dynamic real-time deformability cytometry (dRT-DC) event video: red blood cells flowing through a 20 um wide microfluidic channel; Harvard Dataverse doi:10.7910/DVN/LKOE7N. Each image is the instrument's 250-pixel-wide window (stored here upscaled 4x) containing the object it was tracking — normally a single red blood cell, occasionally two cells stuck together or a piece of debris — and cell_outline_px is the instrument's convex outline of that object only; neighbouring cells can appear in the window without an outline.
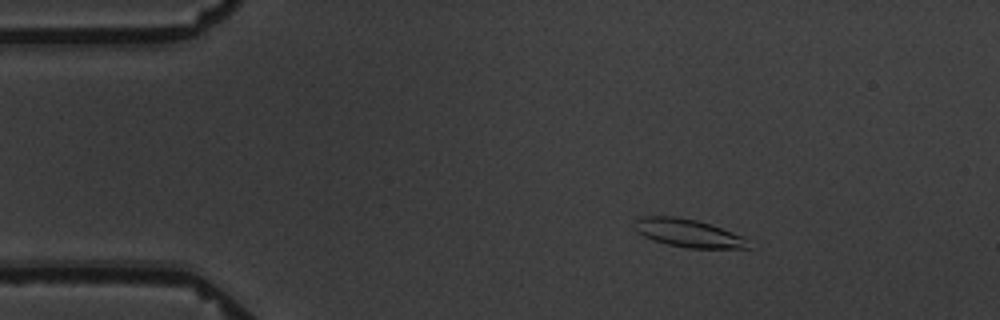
{"species": "common noctule bat (a hibernating species)", "species_latin": "Nyctalus noctula", "temperature_condition": "warm", "stored_images_in_passage": 4, "camera_frame_rate_fps": 3000, "um_per_image_px": 0.085, "animal": {"sex": "male", "body_mass_g": 19.5, "forearm_length_mm": 54.6}, "frame": {"image": 1, "passage_image": 1, "time_ms": 0.0, "image_size_px": [1000, 320], "cell_outline_px": [[752, 248], [688, 248], [668, 244], [652, 240], [636, 232], [636, 220], [644, 216], [672, 216], [696, 220], [732, 232], [740, 236]], "centroid_in_image_um": [58.45, 19.82], "position_along_channel_um": 26.5, "area_um2": 18.09}}